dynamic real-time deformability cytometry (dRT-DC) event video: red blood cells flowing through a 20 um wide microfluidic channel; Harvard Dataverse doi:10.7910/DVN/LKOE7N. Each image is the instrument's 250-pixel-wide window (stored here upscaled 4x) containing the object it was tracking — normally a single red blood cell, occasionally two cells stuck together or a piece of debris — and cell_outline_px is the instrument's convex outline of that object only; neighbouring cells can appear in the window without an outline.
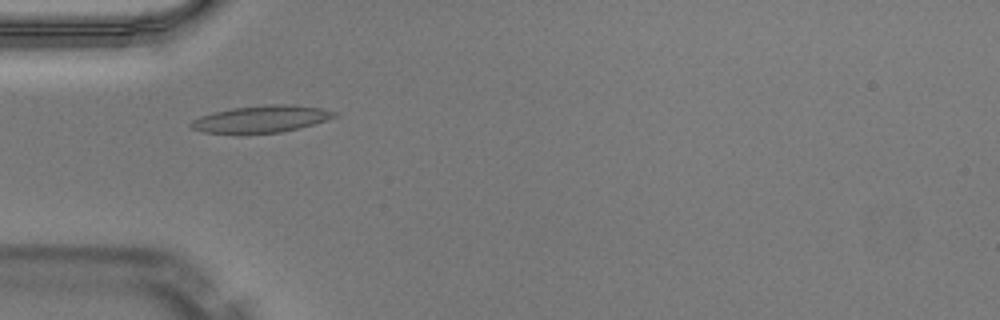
{"species": "Egyptian fruit bat (a non-hibernating species)", "species_latin": "Rousettus aegyptiacus", "temperature_condition": "warm", "stored_images_in_passage": 35, "camera_frame_rate_fps": 3000, "um_per_image_px": 0.085, "animal": {"sex": "male"}, "frame": {"image": 1, "passage_image": 1, "time_ms": 0.0, "image_size_px": [1000, 320], "cell_outline_px": [[336, 116], [300, 128], [280, 132], [236, 136], [204, 132], [192, 128], [188, 124], [192, 120], [200, 116], [212, 112], [232, 108], [268, 104], [284, 104], [320, 108], [336, 112]], "centroid_in_image_um": [22.09, 10.15], "position_along_channel_um": 62.9, "area_um2": 23.0}, "authors_computed_cell_mechanics": {"area_um2": 22.0796, "velocity_mm_per_s": 4.0388, "shape_relaxation_time_tau1_ms": null, "shape_relaxation_time_tau2_ms": 1.4869, "deformation_change_tau1": null, "deformation_change_tau2": 0.0846}}